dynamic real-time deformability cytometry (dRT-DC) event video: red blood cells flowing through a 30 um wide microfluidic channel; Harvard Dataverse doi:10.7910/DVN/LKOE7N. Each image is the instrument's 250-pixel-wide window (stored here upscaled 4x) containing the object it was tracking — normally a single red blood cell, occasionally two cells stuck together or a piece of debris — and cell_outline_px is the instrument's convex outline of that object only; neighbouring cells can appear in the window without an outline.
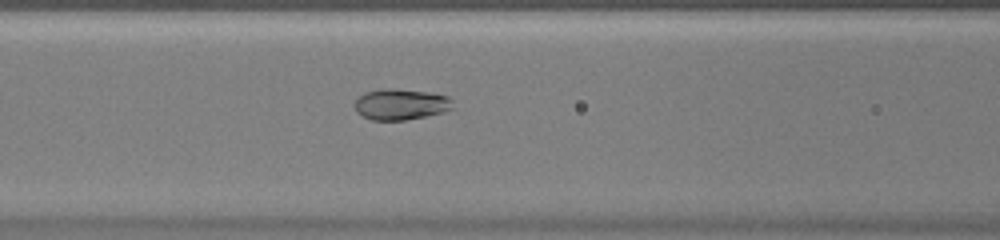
{"species": "common noctule bat (a hibernating species)", "species_latin": "Nyctalus noctula", "temperature_condition": "warm", "stored_images_in_passage": 19, "camera_frame_rate_fps": 3000, "um_per_image_px": 0.085, "animal": {"sex": "female", "body_mass_g": 20.0, "forearm_length_mm": 54.0}, "frame": {"image": 1, "passage_image": 5, "time_ms": 1.333, "image_size_px": [1000, 240], "cell_outline_px": [[440, 96], [432, 112], [416, 116], [396, 120], [380, 120], [368, 116], [364, 112], [364, 96], [372, 92], [416, 92]], "centroid_in_image_um": [33.87, 8.91], "position_along_channel_um": 132.7, "area_um2": 12.66}}
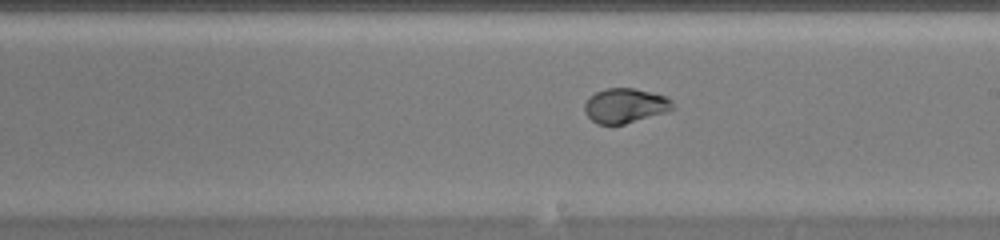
{"frame": {"image": 2, "passage_image": 13, "time_ms": 4.0, "image_size_px": [1000, 240], "cell_outline_px": [[664, 100], [640, 116], [620, 124], [604, 124], [596, 120], [588, 112], [588, 104], [600, 92], [616, 88], [624, 88], [660, 96]], "centroid_in_image_um": [52.81, 8.95], "position_along_channel_um": 236.2, "area_um2": 13.41}}
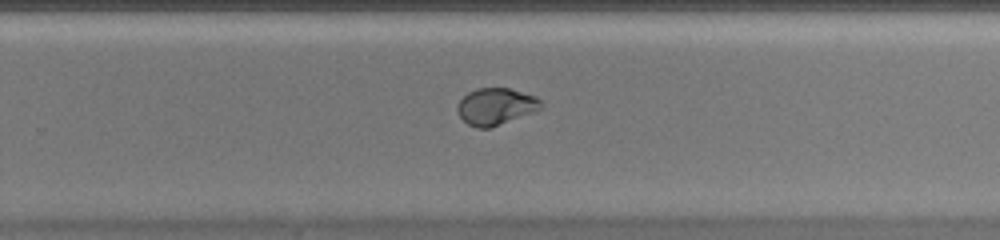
{"frame": {"image": 3, "passage_image": 17, "time_ms": 5.333, "image_size_px": [1000, 240], "cell_outline_px": [[536, 100], [496, 124], [472, 124], [460, 112], [460, 104], [472, 92], [484, 88], [504, 88], [528, 96]], "centroid_in_image_um": [41.89, 8.95], "position_along_channel_um": 287.9, "area_um2": 13.47}}